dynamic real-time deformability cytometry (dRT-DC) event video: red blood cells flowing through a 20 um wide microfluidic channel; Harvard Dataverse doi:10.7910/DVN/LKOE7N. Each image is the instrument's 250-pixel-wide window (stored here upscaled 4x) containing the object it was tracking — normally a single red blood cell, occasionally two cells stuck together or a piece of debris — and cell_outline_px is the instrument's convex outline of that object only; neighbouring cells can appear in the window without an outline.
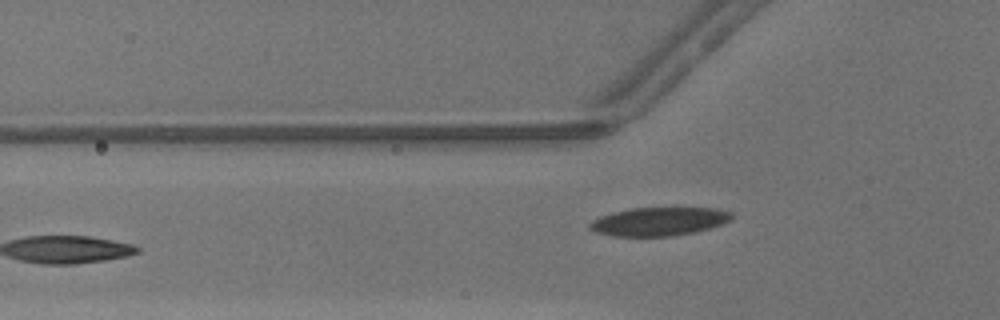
{"species": "common noctule bat (a hibernating species)", "species_latin": "Nyctalus noctula", "temperature_condition": "warm", "stored_images_in_passage": 34, "camera_frame_rate_fps": 3000, "um_per_image_px": 0.085, "animal": {"sex": "male", "body_mass_g": 13.3}, "frame": {"image": 1, "passage_image": 2, "time_ms": 0.333, "image_size_px": [1000, 320], "cell_outline_px": [[732, 220], [708, 228], [692, 232], [668, 236], [612, 236], [596, 232], [588, 228], [588, 224], [592, 220], [600, 216], [612, 212], [632, 208], [716, 208], [732, 212]], "centroid_in_image_um": [55.97, 18.82], "position_along_channel_um": 69.8, "area_um2": 23.41}}
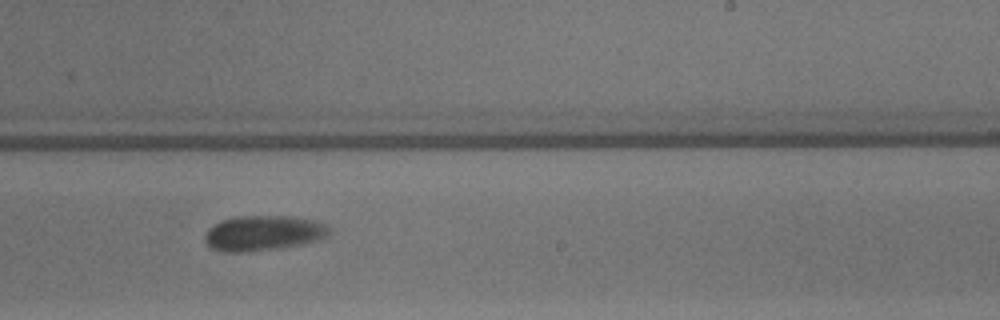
{"frame": {"image": 2, "passage_image": 16, "time_ms": 5.0, "image_size_px": [1000, 320], "cell_outline_px": [[328, 232], [324, 236], [312, 240], [296, 244], [276, 248], [236, 252], [224, 252], [212, 248], [204, 240], [204, 236], [208, 228], [212, 224], [220, 220], [236, 216], [296, 216], [316, 220], [328, 224]], "centroid_in_image_um": [22.3, 19.77], "position_along_channel_um": 266.7, "area_um2": 25.14}}
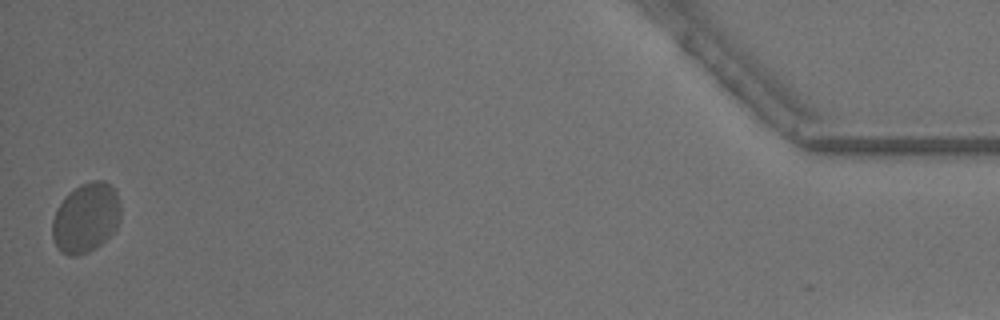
{"frame": {"image": 3, "passage_image": 34, "time_ms": 11.0, "image_size_px": [1000, 320], "cell_outline_px": [[120, 220], [116, 228], [96, 248], [88, 252], [76, 256], [68, 256], [60, 252], [56, 248], [52, 236], [52, 220], [56, 208], [68, 192], [80, 184], [92, 180], [104, 180], [116, 188], [120, 204]], "centroid_in_image_um": [7.29, 18.5], "position_along_channel_um": 427.9, "area_um2": 28.21}, "authors_computed_cell_mechanics": {"area_um2": 25.143, "velocity_mm_per_s": 4.2213, "shape_relaxation_time_tau1_ms": 3.5311, "shape_relaxation_time_tau2_ms": null, "deformation_change_tau1": 0.0996, "deformation_change_tau2": null}}